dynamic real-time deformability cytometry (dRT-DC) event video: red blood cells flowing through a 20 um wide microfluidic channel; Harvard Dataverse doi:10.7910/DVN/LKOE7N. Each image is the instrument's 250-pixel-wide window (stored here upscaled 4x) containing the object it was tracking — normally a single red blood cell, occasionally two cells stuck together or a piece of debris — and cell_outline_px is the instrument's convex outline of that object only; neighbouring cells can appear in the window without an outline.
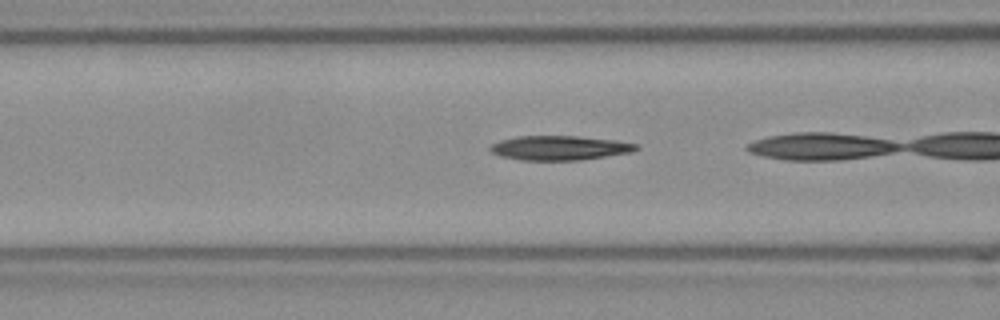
{"species": "Egyptian fruit bat (a non-hibernating species)", "species_latin": "Rousettus aegyptiacus", "temperature_condition": "room temperature", "stored_images_in_passage": 24, "camera_frame_rate_fps": 3000, "um_per_image_px": 0.085, "frame": {"image": 1, "passage_image": 4, "time_ms": 1.0, "image_size_px": [1000, 320], "cell_outline_px": [[640, 148], [632, 152], [580, 160], [520, 160], [500, 156], [492, 152], [488, 148], [492, 144], [500, 140], [516, 136], [580, 136], [616, 140], [640, 144]], "centroid_in_image_um": [47.59, 12.56], "position_along_channel_um": 119.0, "area_um2": 20.92}}